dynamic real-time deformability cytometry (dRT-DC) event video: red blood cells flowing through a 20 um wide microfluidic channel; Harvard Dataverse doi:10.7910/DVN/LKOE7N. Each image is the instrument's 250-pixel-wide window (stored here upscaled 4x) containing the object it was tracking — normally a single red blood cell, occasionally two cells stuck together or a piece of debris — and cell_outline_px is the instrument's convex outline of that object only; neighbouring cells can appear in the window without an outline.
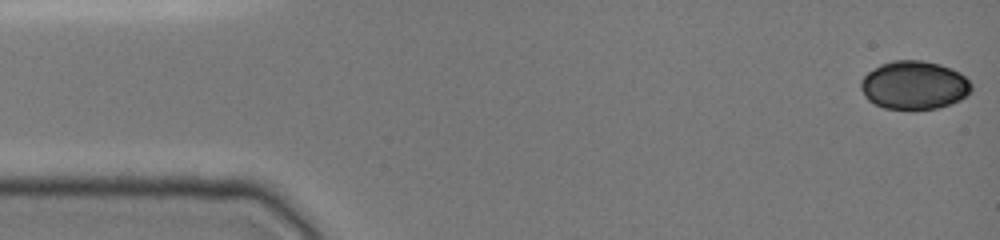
{"species": "common noctule bat (a hibernating species)", "species_latin": "Nyctalus noctula", "temperature_condition": "cold", "stored_images_in_passage": 43, "camera_frame_rate_fps": 3000, "um_per_image_px": 0.085, "animal": {"sex": "female", "body_mass_g": 19.0, "forearm_length_mm": 51.5}, "frame": {"image": 1, "passage_image": 1, "time_ms": 0.0, "image_size_px": [1000, 240], "cell_outline_px": [[972, 88], [960, 100], [952, 104], [936, 108], [884, 108], [868, 100], [864, 96], [860, 88], [860, 80], [868, 72], [880, 64], [892, 60], [924, 60], [940, 64], [952, 68], [960, 72], [972, 84]], "centroid_in_image_um": [77.69, 7.21], "position_along_channel_um": 7.3, "area_um2": 31.15}}
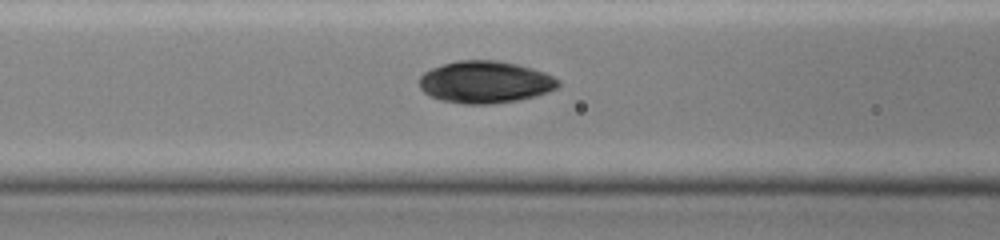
{"frame": {"image": 2, "passage_image": 19, "time_ms": 6.0, "image_size_px": [1000, 240], "cell_outline_px": [[560, 84], [556, 88], [548, 92], [536, 96], [516, 100], [492, 104], [464, 104], [440, 100], [428, 96], [420, 88], [420, 76], [424, 72], [432, 68], [456, 60], [496, 60], [516, 64], [532, 68], [544, 72], [560, 80]], "centroid_in_image_um": [41.23, 6.98], "position_along_channel_um": 125.4, "area_um2": 34.16}}
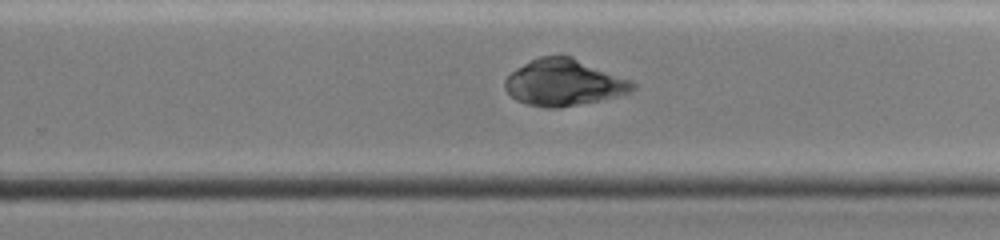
{"frame": {"image": 3, "passage_image": 31, "time_ms": 10.0, "image_size_px": [1000, 240], "cell_outline_px": [[636, 88], [628, 92], [616, 96], [600, 100], [560, 108], [548, 108], [528, 104], [516, 100], [504, 88], [504, 80], [516, 68], [540, 56], [572, 56], [632, 80], [636, 84]], "centroid_in_image_um": [47.94, 7.02], "position_along_channel_um": 281.9, "area_um2": 34.45}}